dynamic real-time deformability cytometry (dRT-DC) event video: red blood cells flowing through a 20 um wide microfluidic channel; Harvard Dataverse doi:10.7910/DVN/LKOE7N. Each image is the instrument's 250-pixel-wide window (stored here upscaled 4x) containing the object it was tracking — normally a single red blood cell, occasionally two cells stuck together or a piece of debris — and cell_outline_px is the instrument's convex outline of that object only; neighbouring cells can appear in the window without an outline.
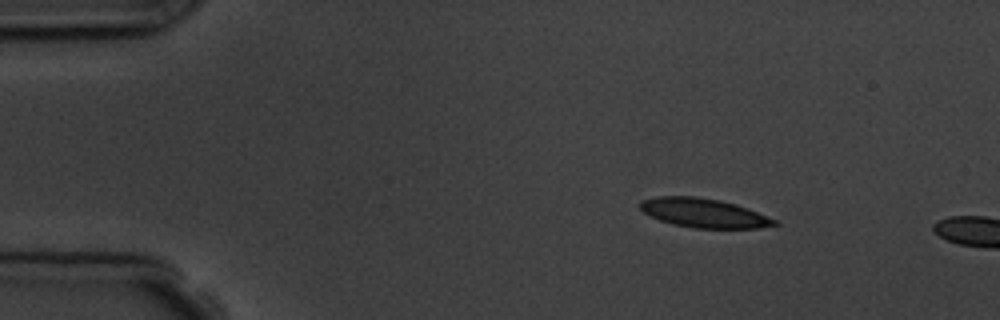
{"species": "common noctule bat (a hibernating species)", "species_latin": "Nyctalus noctula", "temperature_condition": "room temperature", "stored_images_in_passage": 2, "camera_frame_rate_fps": 3000, "um_per_image_px": 0.085, "animal": {"sex": "male", "body_mass_g": 19.5, "forearm_length_mm": 54.6}, "frame": {"image": 1, "passage_image": 1, "time_ms": 0.0, "image_size_px": [1000, 320], "cell_outline_px": [[780, 224], [756, 228], [692, 228], [672, 224], [660, 220], [644, 212], [640, 208], [640, 200], [656, 196], [696, 196], [720, 200], [736, 204], [776, 220]], "centroid_in_image_um": [59.79, 18.1], "position_along_channel_um": 25.2, "area_um2": 22.66}}